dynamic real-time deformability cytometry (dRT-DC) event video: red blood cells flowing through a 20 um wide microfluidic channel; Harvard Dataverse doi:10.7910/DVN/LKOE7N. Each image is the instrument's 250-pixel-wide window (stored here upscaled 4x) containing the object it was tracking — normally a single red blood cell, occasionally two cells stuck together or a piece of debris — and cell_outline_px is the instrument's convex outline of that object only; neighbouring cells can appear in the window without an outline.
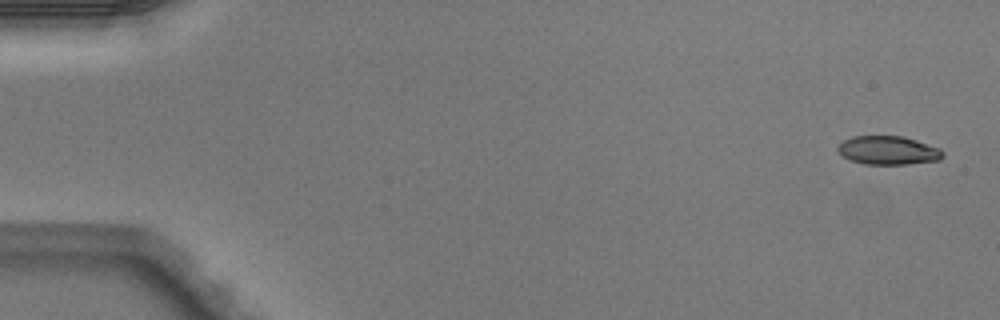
{"species": "Egyptian fruit bat (a non-hibernating species)", "species_latin": "Rousettus aegyptiacus", "temperature_condition": "warm", "stored_images_in_passage": 5, "camera_frame_rate_fps": 3000, "um_per_image_px": 0.085, "animal": {"sex": "male"}, "frame": {"image": 1, "passage_image": 1, "time_ms": 0.0, "image_size_px": [1000, 320], "cell_outline_px": [[944, 156], [940, 160], [908, 164], [864, 164], [852, 160], [844, 156], [836, 148], [844, 140], [852, 136], [904, 136], [940, 148], [944, 152]], "centroid_in_image_um": [75.54, 12.78], "position_along_channel_um": 9.5, "area_um2": 17.46}}
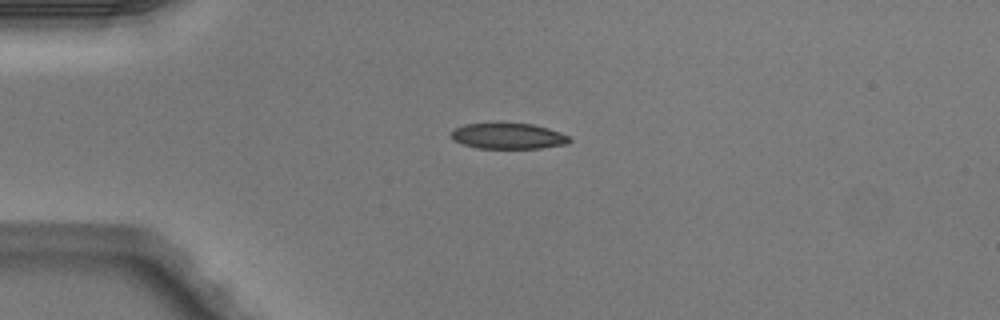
{"frame": {"image": 2, "passage_image": 4, "time_ms": 1.0, "image_size_px": [1000, 320], "cell_outline_px": [[572, 140], [568, 144], [540, 148], [476, 148], [452, 140], [452, 132], [456, 128], [464, 124], [532, 124], [548, 128], [560, 132], [568, 136]], "centroid_in_image_um": [43.23, 11.58], "position_along_channel_um": 41.8, "area_um2": 17.51}}